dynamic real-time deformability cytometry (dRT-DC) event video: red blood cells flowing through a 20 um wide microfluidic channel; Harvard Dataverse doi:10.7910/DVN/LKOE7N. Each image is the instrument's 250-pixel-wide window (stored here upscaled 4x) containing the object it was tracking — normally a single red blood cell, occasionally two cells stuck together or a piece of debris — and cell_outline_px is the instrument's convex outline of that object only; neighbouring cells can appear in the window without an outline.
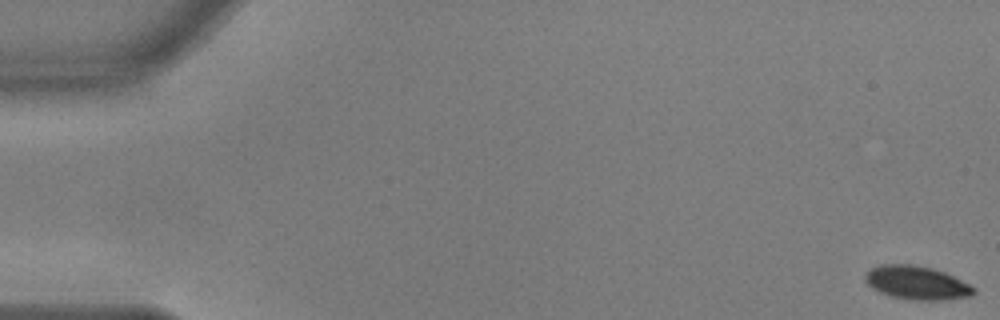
{"species": "common noctule bat (a hibernating species)", "species_latin": "Nyctalus noctula", "temperature_condition": "warm", "stored_images_in_passage": 8, "camera_frame_rate_fps": 3000, "um_per_image_px": 0.085, "animal": {"sex": "male", "body_mass_g": 17.9, "forearm_length_mm": 54.2}, "frame": {"image": 1, "passage_image": 1, "time_ms": 0.0, "image_size_px": [1000, 320], "cell_outline_px": [[976, 292], [972, 296], [944, 300], [916, 300], [892, 296], [880, 292], [872, 288], [864, 280], [864, 276], [872, 268], [880, 264], [912, 264], [932, 268], [944, 272], [976, 288]], "centroid_in_image_um": [77.93, 24.03], "position_along_channel_um": 7.1, "area_um2": 21.1}}